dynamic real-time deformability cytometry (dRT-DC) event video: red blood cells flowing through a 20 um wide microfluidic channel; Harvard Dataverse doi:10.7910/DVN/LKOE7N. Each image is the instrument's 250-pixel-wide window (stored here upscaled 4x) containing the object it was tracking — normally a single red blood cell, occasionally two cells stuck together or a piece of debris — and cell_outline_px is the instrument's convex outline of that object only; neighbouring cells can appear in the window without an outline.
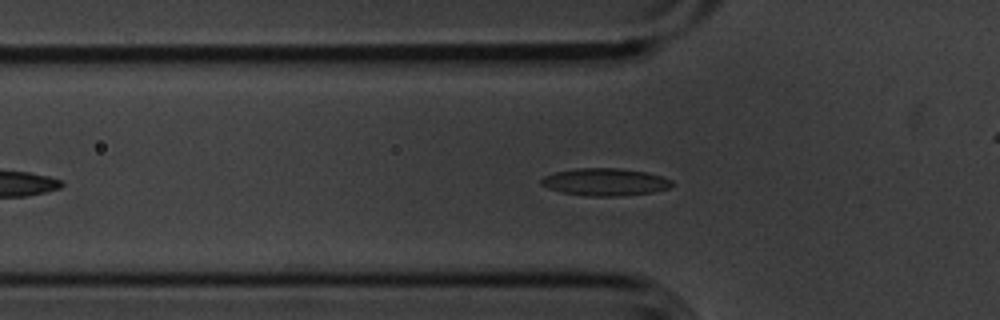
{"species": "common noctule bat (a hibernating species)", "species_latin": "Nyctalus noctula", "temperature_condition": "cold", "stored_images_in_passage": 42, "camera_frame_rate_fps": 3000, "um_per_image_px": 0.085, "animal": {"sex": "male", "body_mass_g": 20.1, "forearm_length_mm": 53.5}, "frame": {"image": 1, "passage_image": 12, "time_ms": 3.667, "image_size_px": [1000, 320], "cell_outline_px": [[676, 184], [668, 188], [652, 192], [620, 196], [584, 196], [560, 192], [548, 188], [540, 184], [540, 180], [544, 176], [556, 172], [576, 168], [620, 168], [648, 172], [672, 180]], "centroid_in_image_um": [51.43, 15.47], "position_along_channel_um": 74.4, "area_um2": 21.04}}
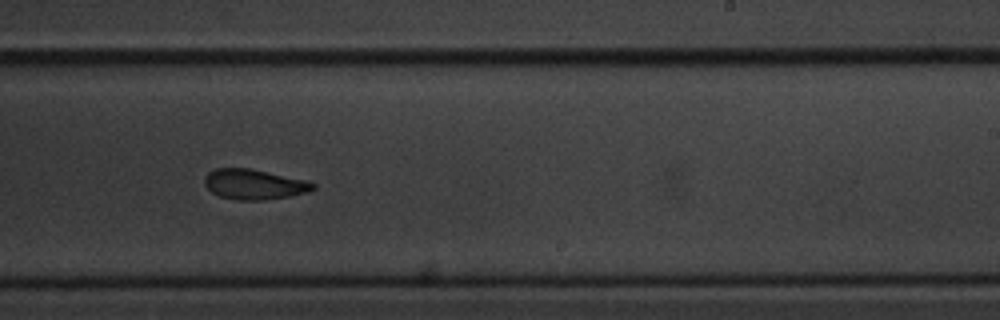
{"frame": {"image": 2, "passage_image": 28, "time_ms": 9.0, "image_size_px": [1000, 320], "cell_outline_px": [[316, 188], [308, 192], [292, 196], [264, 200], [236, 200], [220, 196], [212, 192], [204, 184], [204, 176], [208, 172], [216, 168], [248, 168], [308, 180], [316, 184]], "centroid_in_image_um": [21.62, 15.67], "position_along_channel_um": 267.4, "area_um2": 19.25}}
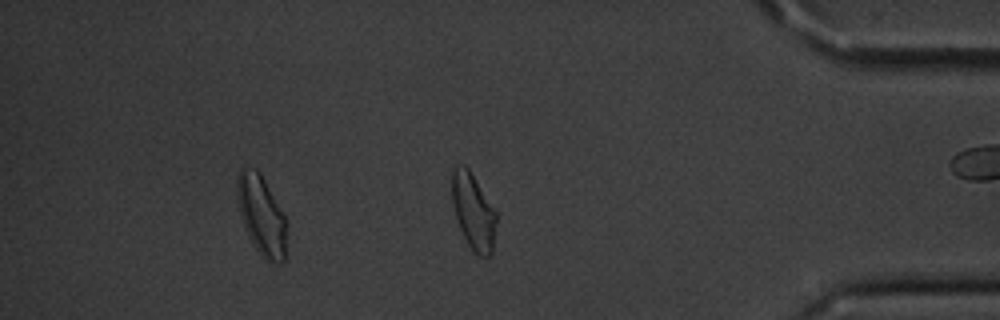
{"frame": {"image": 3, "passage_image": 41, "time_ms": 13.333, "image_size_px": [1000, 320], "cell_outline_px": [[288, 224], [284, 260], [272, 264], [268, 264], [260, 256], [248, 236], [240, 216], [236, 192], [236, 180], [240, 168], [256, 168], [260, 172], [284, 216]], "centroid_in_image_um": [22.22, 18.34], "position_along_channel_um": 413.0, "area_um2": 23.29}, "authors_computed_cell_mechanics": {"area_um2": 20.1433, "velocity_mm_per_s": 3.6089, "shape_relaxation_time_tau1_ms": 7.2473, "shape_relaxation_time_tau2_ms": 4.2503, "deformation_change_tau1": 0.1446, "deformation_change_tau2": 0.1102}}